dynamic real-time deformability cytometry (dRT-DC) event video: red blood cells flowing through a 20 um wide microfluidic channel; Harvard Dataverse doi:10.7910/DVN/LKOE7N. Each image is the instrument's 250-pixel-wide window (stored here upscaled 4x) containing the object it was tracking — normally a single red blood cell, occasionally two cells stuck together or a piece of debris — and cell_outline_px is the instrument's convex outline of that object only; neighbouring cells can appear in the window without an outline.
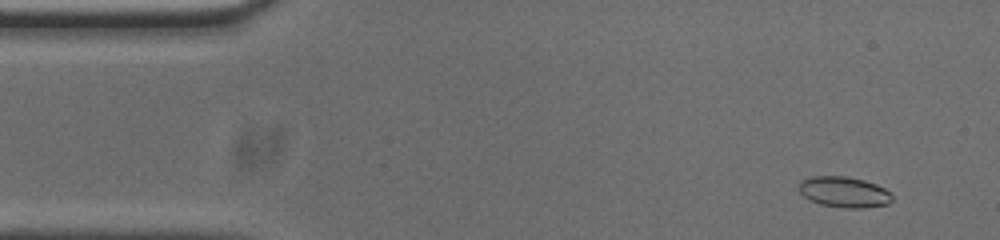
{"species": "common noctule bat (a hibernating species)", "species_latin": "Nyctalus noctula", "temperature_condition": "cold", "stored_images_in_passage": 53, "camera_frame_rate_fps": 3000, "um_per_image_px": 0.085, "animal": {"sex": "male", "body_mass_g": 20.0, "forearm_length_mm": 53.3}, "frame": {"image": 1, "passage_image": 4, "time_ms": 1.0, "image_size_px": [1000, 240], "cell_outline_px": [[892, 200], [888, 204], [864, 208], [844, 208], [820, 204], [808, 200], [800, 192], [800, 180], [812, 176], [848, 176], [864, 180], [876, 184], [892, 192]], "centroid_in_image_um": [71.76, 16.32], "position_along_channel_um": 13.2, "area_um2": 16.88}}
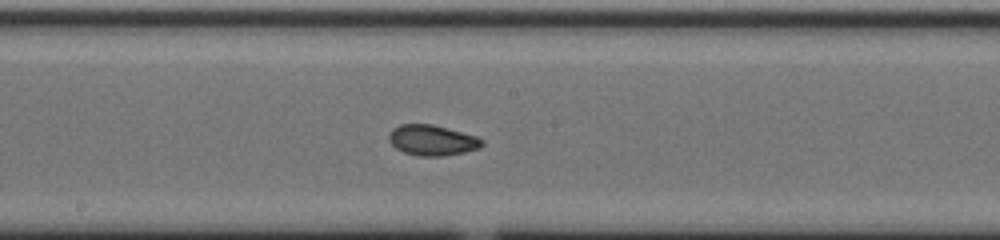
{"frame": {"image": 2, "passage_image": 27, "time_ms": 8.667, "image_size_px": [1000, 240], "cell_outline_px": [[484, 144], [480, 148], [464, 152], [444, 156], [420, 156], [404, 152], [396, 148], [388, 140], [388, 132], [392, 128], [400, 124], [432, 124], [476, 136], [484, 140]], "centroid_in_image_um": [36.72, 11.92], "position_along_channel_um": 211.5, "area_um2": 16.65}}
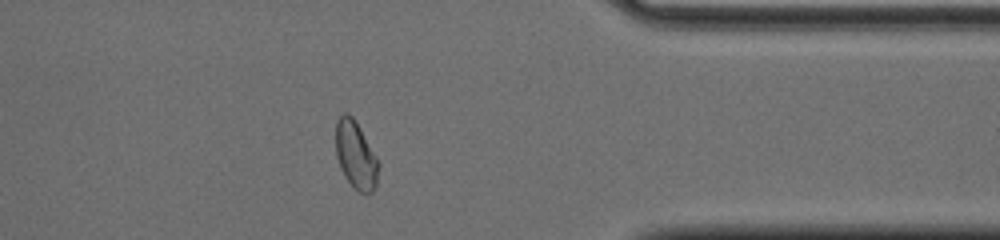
{"frame": {"image": 3, "passage_image": 42, "time_ms": 13.667, "image_size_px": [1000, 240], "cell_outline_px": [[380, 164], [376, 184], [372, 192], [360, 192], [344, 176], [340, 168], [336, 156], [336, 120], [344, 112], [348, 112], [356, 120], [376, 156]], "centroid_in_image_um": [30.23, 13.13], "position_along_channel_um": 381.2, "area_um2": 16.82}, "authors_computed_cell_mechanics": {"area_um2": 16.5886, "velocity_mm_per_s": 3.772, "shape_relaxation_time_tau1_ms": 6.2182, "shape_relaxation_time_tau2_ms": 1.7663, "deformation_change_tau1": 0.1654, "deformation_change_tau2": 0.0576}}